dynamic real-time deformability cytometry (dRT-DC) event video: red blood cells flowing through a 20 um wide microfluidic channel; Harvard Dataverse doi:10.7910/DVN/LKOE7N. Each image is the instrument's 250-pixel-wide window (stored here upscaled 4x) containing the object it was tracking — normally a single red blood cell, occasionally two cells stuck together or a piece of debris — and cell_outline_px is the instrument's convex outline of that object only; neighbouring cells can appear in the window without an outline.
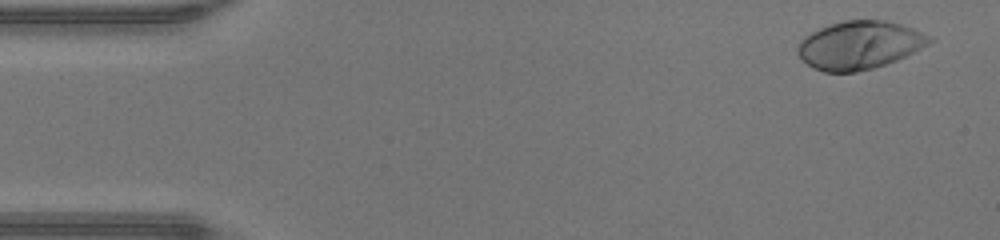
{"species": "human", "species_latin": "Homo sapiens", "temperature_condition": "warm", "stored_images_in_passage": 46, "camera_frame_rate_fps": 3000, "um_per_image_px": 0.085, "donor": {"sex": "male"}, "frame": {"image": 1, "passage_image": 2, "time_ms": 0.333, "image_size_px": [1000, 240], "cell_outline_px": [[932, 40], [928, 44], [896, 60], [872, 68], [856, 72], [824, 72], [808, 64], [796, 52], [796, 48], [800, 40], [804, 36], [820, 28], [844, 20], [884, 20], [900, 24], [912, 28], [928, 36]], "centroid_in_image_um": [73.0, 3.83], "position_along_channel_um": 12.0, "area_um2": 36.36}}
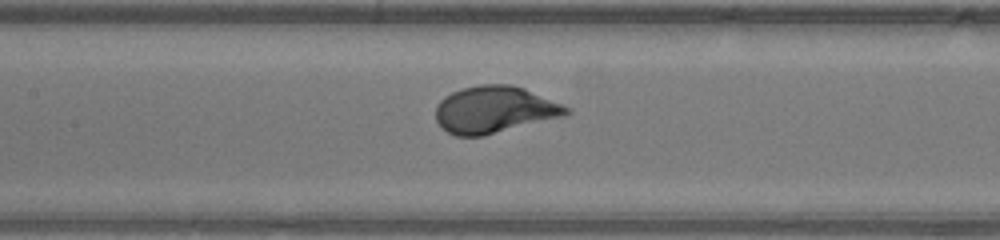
{"frame": {"image": 2, "passage_image": 21, "time_ms": 6.667, "image_size_px": [1000, 240], "cell_outline_px": [[572, 112], [564, 116], [484, 136], [456, 136], [448, 132], [436, 120], [436, 104], [444, 96], [452, 92], [464, 88], [480, 84], [512, 84], [524, 88], [572, 108]], "centroid_in_image_um": [42.05, 9.32], "position_along_channel_um": 165.4, "area_um2": 35.78}}
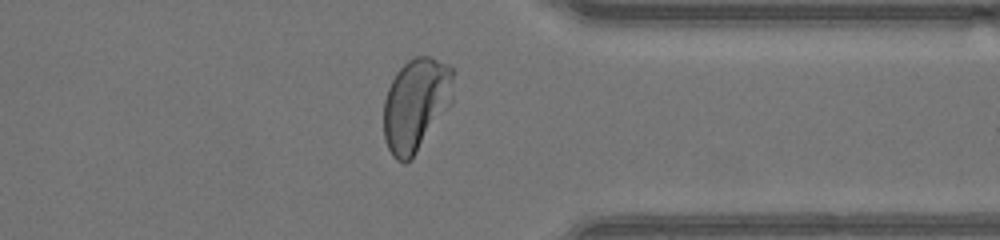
{"frame": {"image": 3, "passage_image": 36, "time_ms": 11.667, "image_size_px": [1000, 240], "cell_outline_px": [[456, 68], [452, 104], [412, 160], [404, 164], [396, 160], [392, 156], [384, 140], [384, 100], [388, 88], [396, 72], [408, 60], [416, 56], [428, 56], [448, 64]], "centroid_in_image_um": [35.39, 8.9], "position_along_channel_um": 376.0, "area_um2": 38.73}, "authors_computed_cell_mechanics": {"area_um2": 35.8071, "velocity_mm_per_s": 4.3593, "shape_relaxation_time_tau1_ms": 1.7667, "shape_relaxation_time_tau2_ms": null, "deformation_change_tau1": 0.1743, "deformation_change_tau2": null}}